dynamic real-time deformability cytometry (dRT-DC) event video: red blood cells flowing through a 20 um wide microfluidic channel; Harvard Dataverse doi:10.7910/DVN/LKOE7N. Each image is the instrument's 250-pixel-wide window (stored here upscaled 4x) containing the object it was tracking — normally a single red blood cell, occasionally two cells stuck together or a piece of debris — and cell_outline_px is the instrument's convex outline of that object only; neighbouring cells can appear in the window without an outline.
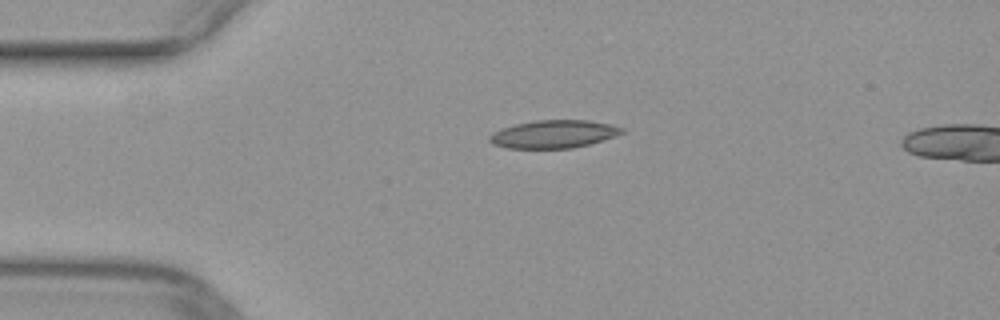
{"species": "common noctule bat (a hibernating species)", "species_latin": "Nyctalus noctula", "temperature_condition": "warm", "stored_images_in_passage": 40, "camera_frame_rate_fps": 3000, "um_per_image_px": 0.085, "animal": {"sex": "female", "body_mass_g": 29.2, "forearm_length_mm": 56.3}, "frame": {"image": 1, "passage_image": 1, "time_ms": 0.0, "image_size_px": [1000, 320], "cell_outline_px": [[624, 132], [616, 136], [588, 144], [572, 148], [508, 148], [492, 144], [488, 140], [488, 136], [492, 132], [516, 124], [536, 120], [588, 120], [608, 124], [624, 128]], "centroid_in_image_um": [47.04, 11.4], "position_along_channel_um": 38.0, "area_um2": 21.39}}
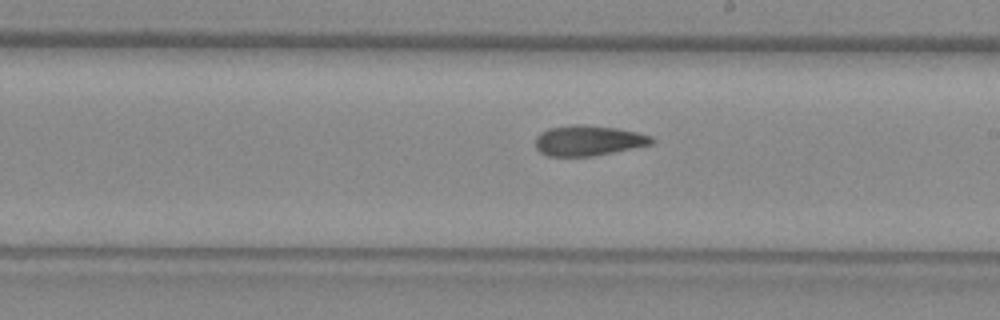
{"frame": {"image": 2, "passage_image": 18, "time_ms": 5.667, "image_size_px": [1000, 320], "cell_outline_px": [[656, 140], [652, 144], [592, 156], [548, 156], [540, 152], [536, 148], [536, 136], [540, 132], [548, 128], [572, 124], [584, 124], [616, 128], [636, 132], [652, 136]], "centroid_in_image_um": [49.99, 11.93], "position_along_channel_um": 239.0, "area_um2": 20.58}}
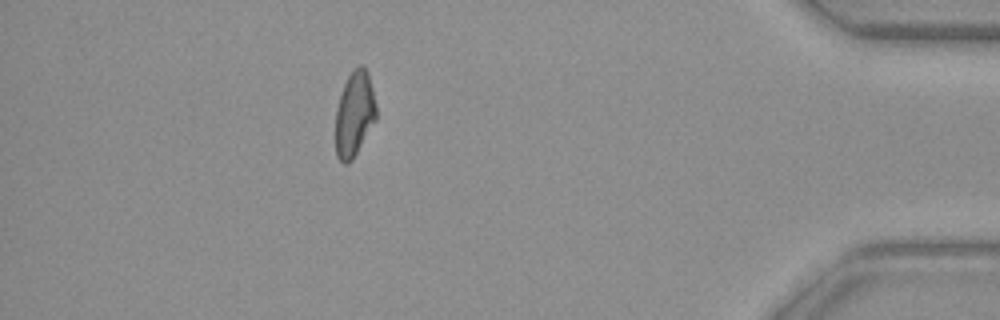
{"frame": {"image": 3, "passage_image": 34, "time_ms": 11.0, "image_size_px": [1000, 320], "cell_outline_px": [[376, 120], [352, 160], [348, 164], [344, 164], [336, 156], [336, 108], [344, 84], [348, 76], [360, 64], [368, 72], [376, 104]], "centroid_in_image_um": [30.13, 9.71], "position_along_channel_um": 405.1, "area_um2": 20.0}}